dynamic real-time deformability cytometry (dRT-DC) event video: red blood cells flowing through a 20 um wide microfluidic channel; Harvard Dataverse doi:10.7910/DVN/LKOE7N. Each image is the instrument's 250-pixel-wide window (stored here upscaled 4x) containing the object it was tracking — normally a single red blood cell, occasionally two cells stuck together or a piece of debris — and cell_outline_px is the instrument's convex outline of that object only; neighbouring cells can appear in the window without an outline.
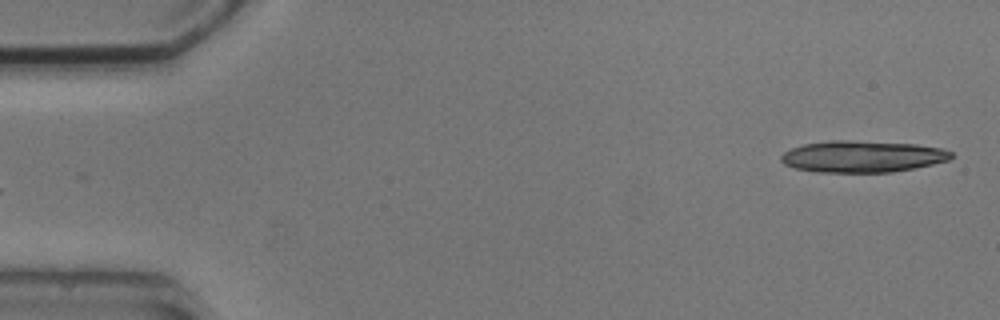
{"species": "common noctule bat (a hibernating species)", "species_latin": "Nyctalus noctula", "temperature_condition": "cold", "stored_images_in_passage": 3, "camera_frame_rate_fps": 3000, "um_per_image_px": 0.085, "animal": {"sex": "male", "body_mass_g": 20.5, "forearm_length_mm": 52.5}, "frame": {"image": 1, "passage_image": 3, "time_ms": 2.333, "image_size_px": [1000, 320], "cell_outline_px": [[952, 156], [948, 160], [932, 164], [892, 172], [816, 172], [796, 168], [784, 164], [780, 160], [780, 156], [784, 152], [792, 148], [804, 144], [832, 140], [848, 140], [916, 144], [940, 148], [952, 152]], "centroid_in_image_um": [73.27, 13.3], "position_along_channel_um": 11.7, "area_um2": 31.15}}